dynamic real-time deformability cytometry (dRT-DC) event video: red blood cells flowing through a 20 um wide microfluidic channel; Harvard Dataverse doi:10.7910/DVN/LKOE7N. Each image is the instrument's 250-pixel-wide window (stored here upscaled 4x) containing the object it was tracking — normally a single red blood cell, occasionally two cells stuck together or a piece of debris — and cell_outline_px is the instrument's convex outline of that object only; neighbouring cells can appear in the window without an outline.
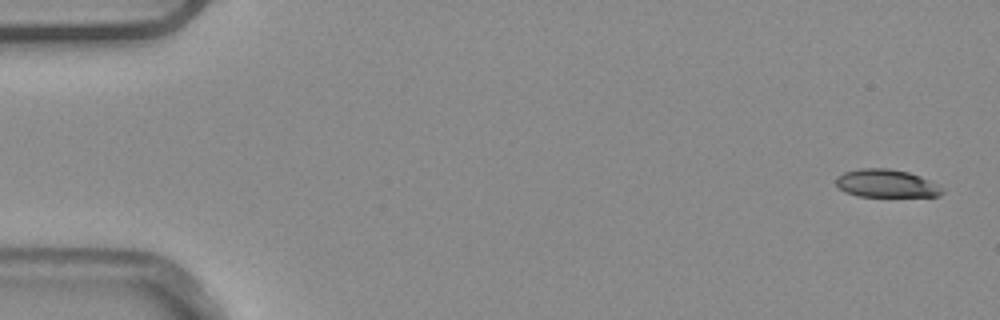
{"species": "common noctule bat (a hibernating species)", "species_latin": "Nyctalus noctula", "temperature_condition": "warm", "stored_images_in_passage": 6, "camera_frame_rate_fps": 3000, "um_per_image_px": 0.085, "animal": {"sex": "male", "body_mass_g": 20.4}, "frame": {"image": 1, "passage_image": 1, "time_ms": 0.0, "image_size_px": [1000, 320], "cell_outline_px": [[944, 192], [940, 196], [860, 196], [844, 192], [836, 184], [836, 176], [844, 172], [860, 168], [888, 168], [908, 172], [920, 176], [944, 188]], "centroid_in_image_um": [75.33, 15.59], "position_along_channel_um": 9.7, "area_um2": 17.28}}
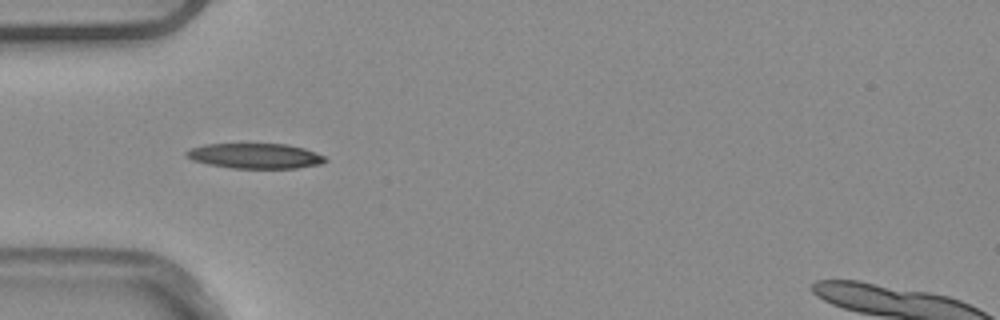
{"frame": {"image": 2, "passage_image": 4, "time_ms": 1.0, "image_size_px": [1000, 320], "cell_outline_px": [[328, 160], [320, 164], [296, 168], [232, 168], [208, 164], [192, 160], [184, 156], [184, 152], [188, 148], [204, 144], [288, 144], [304, 148], [316, 152], [324, 156]], "centroid_in_image_um": [21.65, 13.25], "position_along_channel_um": 63.4, "area_um2": 20.52}}